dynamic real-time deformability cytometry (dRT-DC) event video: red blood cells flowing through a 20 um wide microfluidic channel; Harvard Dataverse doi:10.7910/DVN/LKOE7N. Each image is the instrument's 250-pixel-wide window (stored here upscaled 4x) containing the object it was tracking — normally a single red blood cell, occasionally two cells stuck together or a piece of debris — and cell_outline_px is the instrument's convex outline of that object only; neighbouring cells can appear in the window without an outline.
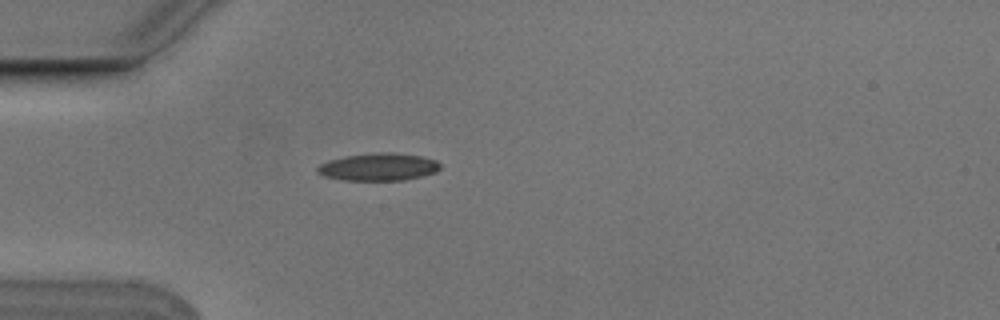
{"species": "Egyptian fruit bat (a non-hibernating species)", "species_latin": "Rousettus aegyptiacus", "temperature_condition": "cold", "stored_images_in_passage": 1, "camera_frame_rate_fps": 3000, "um_per_image_px": 0.085, "animal": {"sex": "male"}, "frame": {"image": 1, "passage_image": 1, "time_ms": 0.0, "image_size_px": [1000, 320], "cell_outline_px": [[440, 168], [436, 172], [424, 176], [404, 180], [344, 180], [324, 176], [316, 172], [316, 168], [320, 164], [328, 160], [344, 156], [384, 152], [388, 152], [420, 156], [436, 160], [440, 164]], "centroid_in_image_um": [32.16, 14.19], "position_along_channel_um": 52.8, "area_um2": 19.65}}